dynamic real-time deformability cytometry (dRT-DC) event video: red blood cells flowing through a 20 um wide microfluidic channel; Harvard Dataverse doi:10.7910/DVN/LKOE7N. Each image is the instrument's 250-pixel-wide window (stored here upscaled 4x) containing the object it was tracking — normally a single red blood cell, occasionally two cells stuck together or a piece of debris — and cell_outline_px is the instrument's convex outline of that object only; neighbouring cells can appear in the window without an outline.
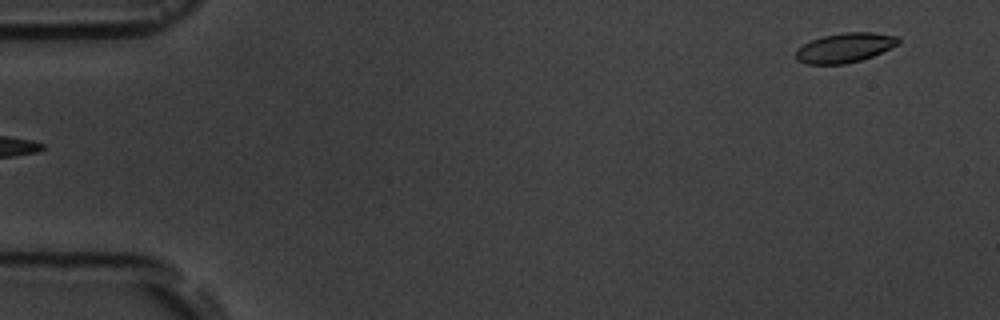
{"species": "common noctule bat (a hibernating species)", "species_latin": "Nyctalus noctula", "temperature_condition": "room temperature", "stored_images_in_passage": 6, "segment_of_instrument_passage": [2, 2], "camera_frame_rate_fps": 3000, "um_per_image_px": 0.085, "animal": {"sex": "male", "body_mass_g": 19.5, "forearm_length_mm": 54.6}, "frame": {"image": 1, "passage_image": 6, "time_ms": 5.667, "image_size_px": [1000, 320], "cell_outline_px": [[900, 44], [872, 56], [860, 60], [844, 64], [804, 64], [796, 60], [796, 48], [812, 40], [824, 36], [844, 32], [872, 32], [900, 36]], "centroid_in_image_um": [71.83, 4.05], "position_along_channel_um": 13.2, "area_um2": 17.74}}